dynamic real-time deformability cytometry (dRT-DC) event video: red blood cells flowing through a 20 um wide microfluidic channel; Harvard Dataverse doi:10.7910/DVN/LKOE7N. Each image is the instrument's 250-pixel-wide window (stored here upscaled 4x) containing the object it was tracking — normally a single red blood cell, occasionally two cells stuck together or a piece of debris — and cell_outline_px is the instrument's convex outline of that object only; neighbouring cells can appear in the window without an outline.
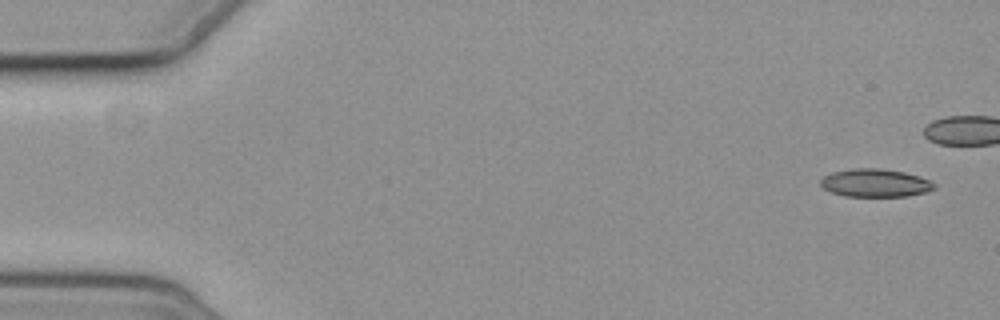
{"species": "common noctule bat (a hibernating species)", "species_latin": "Nyctalus noctula", "temperature_condition": "cold", "stored_images_in_passage": 4, "camera_frame_rate_fps": 3000, "um_per_image_px": 0.085, "animal": {"sex": "female", "body_mass_g": 19.3, "forearm_length_mm": 54.1}, "frame": {"image": 1, "passage_image": 1, "time_ms": 0.0, "image_size_px": [1000, 320], "cell_outline_px": [[936, 188], [924, 192], [908, 196], [844, 196], [832, 192], [824, 188], [820, 184], [820, 180], [824, 176], [832, 172], [852, 168], [880, 168], [904, 172], [920, 176], [932, 180], [936, 184]], "centroid_in_image_um": [74.42, 15.54], "position_along_channel_um": 10.6, "area_um2": 18.67}}